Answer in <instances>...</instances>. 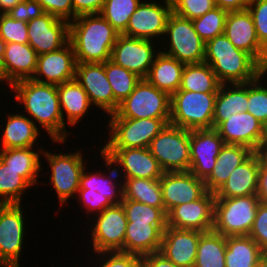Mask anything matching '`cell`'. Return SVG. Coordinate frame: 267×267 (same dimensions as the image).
Masks as SVG:
<instances>
[{"label":"cell","mask_w":267,"mask_h":267,"mask_svg":"<svg viewBox=\"0 0 267 267\" xmlns=\"http://www.w3.org/2000/svg\"><path fill=\"white\" fill-rule=\"evenodd\" d=\"M184 67L183 62L160 51L144 79L171 96L179 90Z\"/></svg>","instance_id":"836d02e7"},{"label":"cell","mask_w":267,"mask_h":267,"mask_svg":"<svg viewBox=\"0 0 267 267\" xmlns=\"http://www.w3.org/2000/svg\"><path fill=\"white\" fill-rule=\"evenodd\" d=\"M215 130L225 144L243 145L254 152H263L267 141V128L249 112L232 114Z\"/></svg>","instance_id":"e0dca14e"},{"label":"cell","mask_w":267,"mask_h":267,"mask_svg":"<svg viewBox=\"0 0 267 267\" xmlns=\"http://www.w3.org/2000/svg\"><path fill=\"white\" fill-rule=\"evenodd\" d=\"M123 181V199L165 208L160 179L127 178Z\"/></svg>","instance_id":"d590c367"},{"label":"cell","mask_w":267,"mask_h":267,"mask_svg":"<svg viewBox=\"0 0 267 267\" xmlns=\"http://www.w3.org/2000/svg\"><path fill=\"white\" fill-rule=\"evenodd\" d=\"M22 208V204H0L1 267H20L27 232L25 210Z\"/></svg>","instance_id":"4fadbf2b"},{"label":"cell","mask_w":267,"mask_h":267,"mask_svg":"<svg viewBox=\"0 0 267 267\" xmlns=\"http://www.w3.org/2000/svg\"><path fill=\"white\" fill-rule=\"evenodd\" d=\"M254 267H267V253L258 261Z\"/></svg>","instance_id":"94428289"},{"label":"cell","mask_w":267,"mask_h":267,"mask_svg":"<svg viewBox=\"0 0 267 267\" xmlns=\"http://www.w3.org/2000/svg\"><path fill=\"white\" fill-rule=\"evenodd\" d=\"M252 0H215L216 7L227 12L242 11L248 8Z\"/></svg>","instance_id":"9f6ffc18"},{"label":"cell","mask_w":267,"mask_h":267,"mask_svg":"<svg viewBox=\"0 0 267 267\" xmlns=\"http://www.w3.org/2000/svg\"><path fill=\"white\" fill-rule=\"evenodd\" d=\"M171 96L145 79L136 85L129 96L119 103L117 110L107 118L170 119Z\"/></svg>","instance_id":"ba28073f"},{"label":"cell","mask_w":267,"mask_h":267,"mask_svg":"<svg viewBox=\"0 0 267 267\" xmlns=\"http://www.w3.org/2000/svg\"><path fill=\"white\" fill-rule=\"evenodd\" d=\"M226 237L209 231L199 239L194 267H226Z\"/></svg>","instance_id":"74e56055"},{"label":"cell","mask_w":267,"mask_h":267,"mask_svg":"<svg viewBox=\"0 0 267 267\" xmlns=\"http://www.w3.org/2000/svg\"><path fill=\"white\" fill-rule=\"evenodd\" d=\"M203 233L167 226L162 234L159 252L178 267H194L199 239Z\"/></svg>","instance_id":"d4e9b609"},{"label":"cell","mask_w":267,"mask_h":267,"mask_svg":"<svg viewBox=\"0 0 267 267\" xmlns=\"http://www.w3.org/2000/svg\"><path fill=\"white\" fill-rule=\"evenodd\" d=\"M28 25V44L37 55L54 52L69 43V22L49 13L31 19Z\"/></svg>","instance_id":"ac0fdd59"},{"label":"cell","mask_w":267,"mask_h":267,"mask_svg":"<svg viewBox=\"0 0 267 267\" xmlns=\"http://www.w3.org/2000/svg\"><path fill=\"white\" fill-rule=\"evenodd\" d=\"M172 11L190 20L203 16L216 7L215 0H171Z\"/></svg>","instance_id":"7dc6e473"},{"label":"cell","mask_w":267,"mask_h":267,"mask_svg":"<svg viewBox=\"0 0 267 267\" xmlns=\"http://www.w3.org/2000/svg\"><path fill=\"white\" fill-rule=\"evenodd\" d=\"M78 149L73 152L52 153L50 149L43 151L42 156L48 163V168L51 173L49 175L48 183L52 185V189L56 192L60 209L68 204L69 199H75L79 185L80 178L87 163L84 161V153ZM50 151V152H49ZM60 152V153H59ZM86 164V165H85ZM50 181V182H49Z\"/></svg>","instance_id":"52a82bcc"},{"label":"cell","mask_w":267,"mask_h":267,"mask_svg":"<svg viewBox=\"0 0 267 267\" xmlns=\"http://www.w3.org/2000/svg\"><path fill=\"white\" fill-rule=\"evenodd\" d=\"M158 44L156 41L120 34L112 48L110 60L144 79L162 49Z\"/></svg>","instance_id":"2e32d148"},{"label":"cell","mask_w":267,"mask_h":267,"mask_svg":"<svg viewBox=\"0 0 267 267\" xmlns=\"http://www.w3.org/2000/svg\"><path fill=\"white\" fill-rule=\"evenodd\" d=\"M248 236L267 253V203L260 201L253 226Z\"/></svg>","instance_id":"681fc988"},{"label":"cell","mask_w":267,"mask_h":267,"mask_svg":"<svg viewBox=\"0 0 267 267\" xmlns=\"http://www.w3.org/2000/svg\"><path fill=\"white\" fill-rule=\"evenodd\" d=\"M248 82L221 84L215 99L213 129L232 114L247 112Z\"/></svg>","instance_id":"d6a6232c"},{"label":"cell","mask_w":267,"mask_h":267,"mask_svg":"<svg viewBox=\"0 0 267 267\" xmlns=\"http://www.w3.org/2000/svg\"><path fill=\"white\" fill-rule=\"evenodd\" d=\"M263 154L267 158V147H264Z\"/></svg>","instance_id":"be15d7a7"},{"label":"cell","mask_w":267,"mask_h":267,"mask_svg":"<svg viewBox=\"0 0 267 267\" xmlns=\"http://www.w3.org/2000/svg\"><path fill=\"white\" fill-rule=\"evenodd\" d=\"M31 185L0 159V204H22L25 192ZM27 190V191H26Z\"/></svg>","instance_id":"ab89813d"},{"label":"cell","mask_w":267,"mask_h":267,"mask_svg":"<svg viewBox=\"0 0 267 267\" xmlns=\"http://www.w3.org/2000/svg\"><path fill=\"white\" fill-rule=\"evenodd\" d=\"M224 35L238 49L249 53L259 64L265 48L260 44L251 13L246 10L228 12Z\"/></svg>","instance_id":"cb8c5ba5"},{"label":"cell","mask_w":267,"mask_h":267,"mask_svg":"<svg viewBox=\"0 0 267 267\" xmlns=\"http://www.w3.org/2000/svg\"><path fill=\"white\" fill-rule=\"evenodd\" d=\"M217 92L178 90L171 95L170 124L188 129H212Z\"/></svg>","instance_id":"5b68a950"},{"label":"cell","mask_w":267,"mask_h":267,"mask_svg":"<svg viewBox=\"0 0 267 267\" xmlns=\"http://www.w3.org/2000/svg\"><path fill=\"white\" fill-rule=\"evenodd\" d=\"M119 32L101 15L84 14L69 22V42L76 63H104L111 59Z\"/></svg>","instance_id":"7a4b0ae2"},{"label":"cell","mask_w":267,"mask_h":267,"mask_svg":"<svg viewBox=\"0 0 267 267\" xmlns=\"http://www.w3.org/2000/svg\"><path fill=\"white\" fill-rule=\"evenodd\" d=\"M264 254L250 236L226 237V267H254Z\"/></svg>","instance_id":"e575fe53"},{"label":"cell","mask_w":267,"mask_h":267,"mask_svg":"<svg viewBox=\"0 0 267 267\" xmlns=\"http://www.w3.org/2000/svg\"><path fill=\"white\" fill-rule=\"evenodd\" d=\"M105 73L114 94L115 112L119 103L129 96L142 78L111 60L105 62Z\"/></svg>","instance_id":"f35d334b"},{"label":"cell","mask_w":267,"mask_h":267,"mask_svg":"<svg viewBox=\"0 0 267 267\" xmlns=\"http://www.w3.org/2000/svg\"><path fill=\"white\" fill-rule=\"evenodd\" d=\"M25 147L0 149V159L10 168L17 172H21V176L32 186H38L41 181H38L43 174L42 167L44 163L41 161L42 154L45 148L42 147ZM42 171V172H41ZM41 172V173H40ZM39 174H41L39 176ZM39 177V178H38Z\"/></svg>","instance_id":"f1b7e54d"},{"label":"cell","mask_w":267,"mask_h":267,"mask_svg":"<svg viewBox=\"0 0 267 267\" xmlns=\"http://www.w3.org/2000/svg\"><path fill=\"white\" fill-rule=\"evenodd\" d=\"M260 152H254L229 175L215 193V198H232L257 194Z\"/></svg>","instance_id":"4316f807"},{"label":"cell","mask_w":267,"mask_h":267,"mask_svg":"<svg viewBox=\"0 0 267 267\" xmlns=\"http://www.w3.org/2000/svg\"><path fill=\"white\" fill-rule=\"evenodd\" d=\"M24 0H0V13L6 14L9 10H11L16 4L22 2Z\"/></svg>","instance_id":"6f0895ef"},{"label":"cell","mask_w":267,"mask_h":267,"mask_svg":"<svg viewBox=\"0 0 267 267\" xmlns=\"http://www.w3.org/2000/svg\"><path fill=\"white\" fill-rule=\"evenodd\" d=\"M143 0H106L100 14L122 34L129 23L131 15Z\"/></svg>","instance_id":"60d3db41"},{"label":"cell","mask_w":267,"mask_h":267,"mask_svg":"<svg viewBox=\"0 0 267 267\" xmlns=\"http://www.w3.org/2000/svg\"><path fill=\"white\" fill-rule=\"evenodd\" d=\"M253 153V150L243 145L224 144L219 152L212 173L204 181L207 191L216 193L227 181L234 169Z\"/></svg>","instance_id":"1f68e13d"},{"label":"cell","mask_w":267,"mask_h":267,"mask_svg":"<svg viewBox=\"0 0 267 267\" xmlns=\"http://www.w3.org/2000/svg\"><path fill=\"white\" fill-rule=\"evenodd\" d=\"M5 48H6V42L0 36V63H1L2 59H3L4 53H5Z\"/></svg>","instance_id":"91938a15"},{"label":"cell","mask_w":267,"mask_h":267,"mask_svg":"<svg viewBox=\"0 0 267 267\" xmlns=\"http://www.w3.org/2000/svg\"><path fill=\"white\" fill-rule=\"evenodd\" d=\"M160 185L166 213L177 205L200 199L207 192L205 182L190 171L164 172Z\"/></svg>","instance_id":"7402d4cb"},{"label":"cell","mask_w":267,"mask_h":267,"mask_svg":"<svg viewBox=\"0 0 267 267\" xmlns=\"http://www.w3.org/2000/svg\"><path fill=\"white\" fill-rule=\"evenodd\" d=\"M0 36L6 43H28L27 22L15 20L7 14H0Z\"/></svg>","instance_id":"bcb514c9"},{"label":"cell","mask_w":267,"mask_h":267,"mask_svg":"<svg viewBox=\"0 0 267 267\" xmlns=\"http://www.w3.org/2000/svg\"><path fill=\"white\" fill-rule=\"evenodd\" d=\"M164 40L167 41L164 43L167 46L165 45L164 51L160 50L164 54L184 64L204 62L205 42L195 31L192 20L172 12L166 24Z\"/></svg>","instance_id":"8fae6325"},{"label":"cell","mask_w":267,"mask_h":267,"mask_svg":"<svg viewBox=\"0 0 267 267\" xmlns=\"http://www.w3.org/2000/svg\"><path fill=\"white\" fill-rule=\"evenodd\" d=\"M95 254V258L97 262L93 261L94 267H141V256L133 253H124L121 251H102ZM98 258V259H97ZM91 266V267H93Z\"/></svg>","instance_id":"f6af8a7d"},{"label":"cell","mask_w":267,"mask_h":267,"mask_svg":"<svg viewBox=\"0 0 267 267\" xmlns=\"http://www.w3.org/2000/svg\"><path fill=\"white\" fill-rule=\"evenodd\" d=\"M76 64L74 49L69 42L57 51L37 57V68L32 80L56 86L74 80Z\"/></svg>","instance_id":"603a6c76"},{"label":"cell","mask_w":267,"mask_h":267,"mask_svg":"<svg viewBox=\"0 0 267 267\" xmlns=\"http://www.w3.org/2000/svg\"><path fill=\"white\" fill-rule=\"evenodd\" d=\"M106 0H72L74 13L84 14H100Z\"/></svg>","instance_id":"f5cc1de1"},{"label":"cell","mask_w":267,"mask_h":267,"mask_svg":"<svg viewBox=\"0 0 267 267\" xmlns=\"http://www.w3.org/2000/svg\"><path fill=\"white\" fill-rule=\"evenodd\" d=\"M264 78L266 77L260 74L255 80L248 82L247 112L267 128V80Z\"/></svg>","instance_id":"ee69618b"},{"label":"cell","mask_w":267,"mask_h":267,"mask_svg":"<svg viewBox=\"0 0 267 267\" xmlns=\"http://www.w3.org/2000/svg\"><path fill=\"white\" fill-rule=\"evenodd\" d=\"M260 44L267 47V0H252L248 5Z\"/></svg>","instance_id":"c3c4849f"},{"label":"cell","mask_w":267,"mask_h":267,"mask_svg":"<svg viewBox=\"0 0 267 267\" xmlns=\"http://www.w3.org/2000/svg\"><path fill=\"white\" fill-rule=\"evenodd\" d=\"M149 150L164 172L190 170V130L166 124Z\"/></svg>","instance_id":"30bf717a"},{"label":"cell","mask_w":267,"mask_h":267,"mask_svg":"<svg viewBox=\"0 0 267 267\" xmlns=\"http://www.w3.org/2000/svg\"><path fill=\"white\" fill-rule=\"evenodd\" d=\"M167 225L128 222L124 238V253L140 256L159 252L162 234Z\"/></svg>","instance_id":"4dcf8cb0"},{"label":"cell","mask_w":267,"mask_h":267,"mask_svg":"<svg viewBox=\"0 0 267 267\" xmlns=\"http://www.w3.org/2000/svg\"><path fill=\"white\" fill-rule=\"evenodd\" d=\"M57 91L64 124L67 127L79 125L93 108L86 91L76 79L57 85Z\"/></svg>","instance_id":"f546056e"},{"label":"cell","mask_w":267,"mask_h":267,"mask_svg":"<svg viewBox=\"0 0 267 267\" xmlns=\"http://www.w3.org/2000/svg\"><path fill=\"white\" fill-rule=\"evenodd\" d=\"M75 79L94 108L101 109L105 116L114 113V94L105 73V62L77 63Z\"/></svg>","instance_id":"ffe728a7"},{"label":"cell","mask_w":267,"mask_h":267,"mask_svg":"<svg viewBox=\"0 0 267 267\" xmlns=\"http://www.w3.org/2000/svg\"><path fill=\"white\" fill-rule=\"evenodd\" d=\"M44 13L42 5L37 0H24L16 4L6 14L15 20L29 22Z\"/></svg>","instance_id":"f907efd6"},{"label":"cell","mask_w":267,"mask_h":267,"mask_svg":"<svg viewBox=\"0 0 267 267\" xmlns=\"http://www.w3.org/2000/svg\"><path fill=\"white\" fill-rule=\"evenodd\" d=\"M107 141L101 148H149L170 119L108 118Z\"/></svg>","instance_id":"9c48e42d"},{"label":"cell","mask_w":267,"mask_h":267,"mask_svg":"<svg viewBox=\"0 0 267 267\" xmlns=\"http://www.w3.org/2000/svg\"><path fill=\"white\" fill-rule=\"evenodd\" d=\"M260 74L267 78V47L265 48L264 56L260 63Z\"/></svg>","instance_id":"680465c9"},{"label":"cell","mask_w":267,"mask_h":267,"mask_svg":"<svg viewBox=\"0 0 267 267\" xmlns=\"http://www.w3.org/2000/svg\"><path fill=\"white\" fill-rule=\"evenodd\" d=\"M257 196L261 202L267 203V158L260 152Z\"/></svg>","instance_id":"db71d44e"},{"label":"cell","mask_w":267,"mask_h":267,"mask_svg":"<svg viewBox=\"0 0 267 267\" xmlns=\"http://www.w3.org/2000/svg\"><path fill=\"white\" fill-rule=\"evenodd\" d=\"M121 179H160L164 173L149 148H100Z\"/></svg>","instance_id":"9a60e30c"},{"label":"cell","mask_w":267,"mask_h":267,"mask_svg":"<svg viewBox=\"0 0 267 267\" xmlns=\"http://www.w3.org/2000/svg\"><path fill=\"white\" fill-rule=\"evenodd\" d=\"M172 12L171 0H159V2L143 0L131 15L126 30L122 34L162 43L166 24Z\"/></svg>","instance_id":"5bb4252c"},{"label":"cell","mask_w":267,"mask_h":267,"mask_svg":"<svg viewBox=\"0 0 267 267\" xmlns=\"http://www.w3.org/2000/svg\"><path fill=\"white\" fill-rule=\"evenodd\" d=\"M37 57L36 51L28 43H6L0 68L9 87L17 81L32 79L37 68Z\"/></svg>","instance_id":"484cf974"},{"label":"cell","mask_w":267,"mask_h":267,"mask_svg":"<svg viewBox=\"0 0 267 267\" xmlns=\"http://www.w3.org/2000/svg\"><path fill=\"white\" fill-rule=\"evenodd\" d=\"M87 225L90 235L88 248L92 253L102 251L124 252V238L126 234L127 218L122 204H113L99 214L90 217ZM93 220V221H92ZM89 226H91L89 228ZM92 239V240H91Z\"/></svg>","instance_id":"7c38bea8"},{"label":"cell","mask_w":267,"mask_h":267,"mask_svg":"<svg viewBox=\"0 0 267 267\" xmlns=\"http://www.w3.org/2000/svg\"><path fill=\"white\" fill-rule=\"evenodd\" d=\"M103 159L106 171H86V166L80 178V185L76 195L78 205L84 208L87 219L123 200V181L111 161L98 150ZM102 172V173H101ZM106 174V175H105ZM79 202L81 204H79ZM86 209V210H85ZM89 214V215H87Z\"/></svg>","instance_id":"277c9868"},{"label":"cell","mask_w":267,"mask_h":267,"mask_svg":"<svg viewBox=\"0 0 267 267\" xmlns=\"http://www.w3.org/2000/svg\"><path fill=\"white\" fill-rule=\"evenodd\" d=\"M220 86V81L206 62L185 64L179 90L218 92Z\"/></svg>","instance_id":"8d00e7d4"},{"label":"cell","mask_w":267,"mask_h":267,"mask_svg":"<svg viewBox=\"0 0 267 267\" xmlns=\"http://www.w3.org/2000/svg\"><path fill=\"white\" fill-rule=\"evenodd\" d=\"M227 14V11L220 7H215L203 16L192 20L195 31L205 43L216 36L224 34Z\"/></svg>","instance_id":"7bdbcfd3"},{"label":"cell","mask_w":267,"mask_h":267,"mask_svg":"<svg viewBox=\"0 0 267 267\" xmlns=\"http://www.w3.org/2000/svg\"><path fill=\"white\" fill-rule=\"evenodd\" d=\"M141 267H178L167 259L161 252L141 256Z\"/></svg>","instance_id":"11a10c76"},{"label":"cell","mask_w":267,"mask_h":267,"mask_svg":"<svg viewBox=\"0 0 267 267\" xmlns=\"http://www.w3.org/2000/svg\"><path fill=\"white\" fill-rule=\"evenodd\" d=\"M215 193L207 191L200 199L177 205L167 213V226L209 232L214 226Z\"/></svg>","instance_id":"d6986e66"},{"label":"cell","mask_w":267,"mask_h":267,"mask_svg":"<svg viewBox=\"0 0 267 267\" xmlns=\"http://www.w3.org/2000/svg\"><path fill=\"white\" fill-rule=\"evenodd\" d=\"M0 83L3 85V84H6L7 85V87L9 86L7 83H6V81H5V79H4V77H3V75H2V72H1V68H0ZM0 84V89H3L2 87V85Z\"/></svg>","instance_id":"6125c7cd"},{"label":"cell","mask_w":267,"mask_h":267,"mask_svg":"<svg viewBox=\"0 0 267 267\" xmlns=\"http://www.w3.org/2000/svg\"><path fill=\"white\" fill-rule=\"evenodd\" d=\"M204 62L221 84L247 83L260 75V64L249 53L236 48L224 34L205 43Z\"/></svg>","instance_id":"3957f363"},{"label":"cell","mask_w":267,"mask_h":267,"mask_svg":"<svg viewBox=\"0 0 267 267\" xmlns=\"http://www.w3.org/2000/svg\"><path fill=\"white\" fill-rule=\"evenodd\" d=\"M121 204L128 222L167 225V213L165 208H155L128 199H123Z\"/></svg>","instance_id":"b9f144b4"},{"label":"cell","mask_w":267,"mask_h":267,"mask_svg":"<svg viewBox=\"0 0 267 267\" xmlns=\"http://www.w3.org/2000/svg\"><path fill=\"white\" fill-rule=\"evenodd\" d=\"M14 99L24 108L23 112L42 127L52 142L61 145L68 140L70 131L63 121L57 86L39 83L32 79L17 81L10 86ZM23 105V106H22ZM38 123V124H37ZM67 137V138H66Z\"/></svg>","instance_id":"6da1fadb"},{"label":"cell","mask_w":267,"mask_h":267,"mask_svg":"<svg viewBox=\"0 0 267 267\" xmlns=\"http://www.w3.org/2000/svg\"><path fill=\"white\" fill-rule=\"evenodd\" d=\"M44 10L59 19L68 22L74 20L77 15L74 13L72 0H37Z\"/></svg>","instance_id":"816d5d0a"},{"label":"cell","mask_w":267,"mask_h":267,"mask_svg":"<svg viewBox=\"0 0 267 267\" xmlns=\"http://www.w3.org/2000/svg\"><path fill=\"white\" fill-rule=\"evenodd\" d=\"M257 194L232 198H215L213 231L228 236H248L255 220Z\"/></svg>","instance_id":"8992f818"},{"label":"cell","mask_w":267,"mask_h":267,"mask_svg":"<svg viewBox=\"0 0 267 267\" xmlns=\"http://www.w3.org/2000/svg\"><path fill=\"white\" fill-rule=\"evenodd\" d=\"M223 138L215 129L190 130V172L205 181L213 171Z\"/></svg>","instance_id":"44dd1931"},{"label":"cell","mask_w":267,"mask_h":267,"mask_svg":"<svg viewBox=\"0 0 267 267\" xmlns=\"http://www.w3.org/2000/svg\"><path fill=\"white\" fill-rule=\"evenodd\" d=\"M7 112L6 123H2L0 149L25 148L38 146L42 135L38 126L25 114ZM39 137V138H38Z\"/></svg>","instance_id":"83f0119b"}]
</instances>
